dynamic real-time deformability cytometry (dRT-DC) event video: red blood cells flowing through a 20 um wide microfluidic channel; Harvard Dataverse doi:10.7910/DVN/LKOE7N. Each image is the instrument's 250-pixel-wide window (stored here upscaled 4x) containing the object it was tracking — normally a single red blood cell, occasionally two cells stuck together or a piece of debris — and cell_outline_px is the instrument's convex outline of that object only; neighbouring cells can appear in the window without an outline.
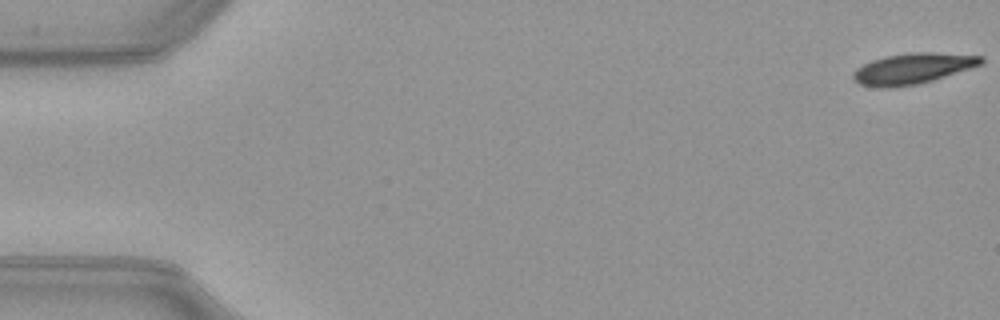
{"species": "common noctule bat (a hibernating species)", "species_latin": "Nyctalus noctula", "temperature_condition": "warm", "stored_images_in_passage": 52, "camera_frame_rate_fps": 3000, "um_per_image_px": 0.085, "animal": {"sex": "female", "body_mass_g": 21.9}, "frame": {"image": 1, "passage_image": 1, "time_ms": 0.0, "image_size_px": [1000, 320], "cell_outline_px": [[984, 60], [980, 64], [920, 84], [892, 88], [880, 88], [860, 84], [852, 76], [852, 72], [856, 68], [872, 60], [884, 56], [912, 52], [932, 52], [984, 56]], "centroid_in_image_um": [77.53, 5.83], "position_along_channel_um": 7.5, "area_um2": 22.77}}
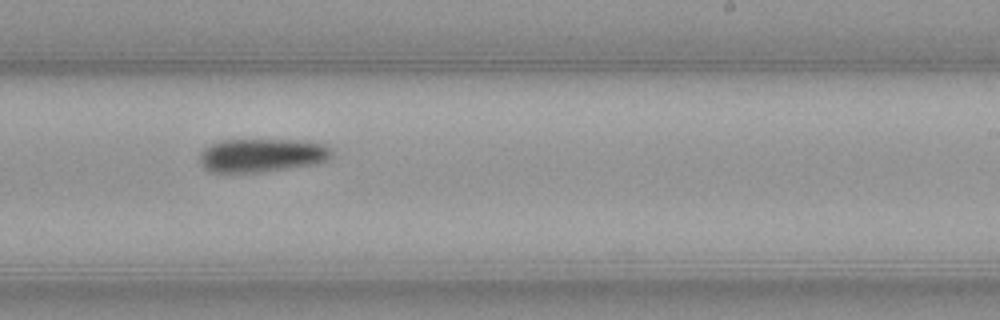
{"frame": {"image": 2, "passage_image": 32, "time_ms": 10.333, "image_size_px": [1000, 320], "cell_outline_px": [[332, 156], [328, 160], [320, 164], [260, 172], [212, 172], [204, 168], [200, 164], [200, 152], [204, 148], [220, 140], [308, 140], [324, 144], [332, 148]], "centroid_in_image_um": [22.32, 13.2], "position_along_channel_um": 266.7, "area_um2": 26.18}}
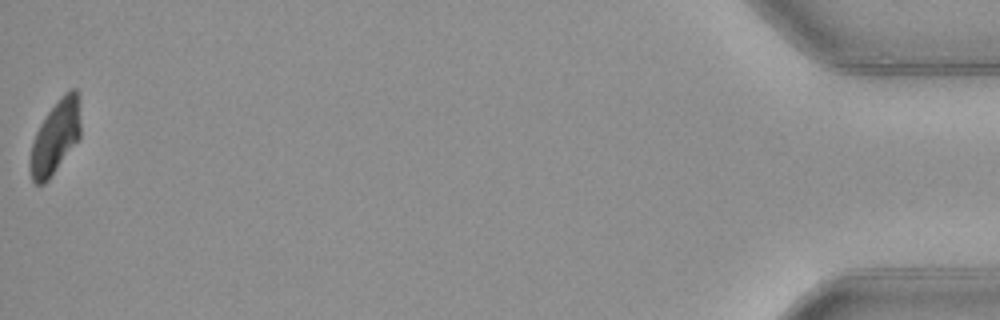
{"frame": {"image": 3, "passage_image": 52, "time_ms": 17.0, "image_size_px": [1000, 320], "cell_outline_px": [[80, 136], [48, 180], [44, 184], [36, 184], [32, 180], [28, 168], [28, 160], [32, 144], [36, 132], [40, 124], [48, 112], [60, 96], [68, 88], [76, 88], [80, 92]], "centroid_in_image_um": [4.7, 11.6], "position_along_channel_um": 430.5, "area_um2": 21.79}, "authors_computed_cell_mechanics": {"area_um2": 24.4783, "velocity_mm_per_s": 3.9942, "shape_relaxation_time_tau1_ms": 2.3777, "shape_relaxation_time_tau2_ms": null, "deformation_change_tau1": 0.1443, "deformation_change_tau2": null}}